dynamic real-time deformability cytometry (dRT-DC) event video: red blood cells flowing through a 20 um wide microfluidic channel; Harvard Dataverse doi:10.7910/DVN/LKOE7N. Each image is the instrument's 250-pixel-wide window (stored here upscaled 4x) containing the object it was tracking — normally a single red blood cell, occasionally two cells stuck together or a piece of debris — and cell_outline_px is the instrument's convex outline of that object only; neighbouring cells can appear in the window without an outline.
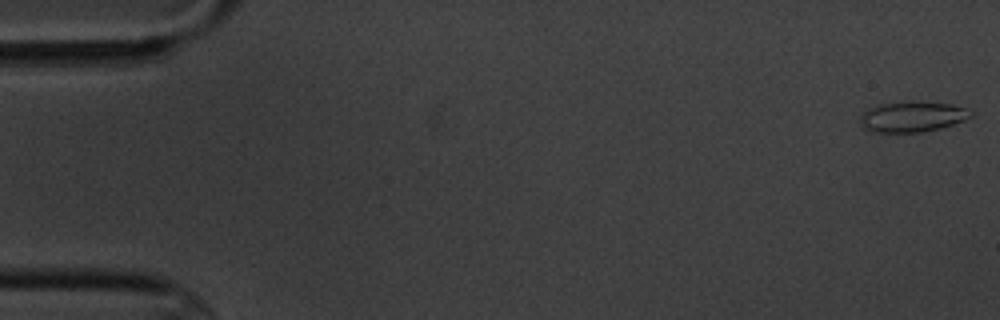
{"species": "common noctule bat (a hibernating species)", "species_latin": "Nyctalus noctula", "temperature_condition": "cold", "stored_images_in_passage": 5, "camera_frame_rate_fps": 3000, "um_per_image_px": 0.085, "animal": {"sex": "male", "body_mass_g": 20.1, "forearm_length_mm": 53.5}, "frame": {"image": 1, "passage_image": 1, "time_ms": 0.0, "image_size_px": [1000, 320], "cell_outline_px": [[972, 116], [964, 120], [940, 128], [924, 132], [868, 132], [860, 124], [860, 116], [864, 112], [880, 104], [912, 100], [952, 104], [964, 108], [972, 112]], "centroid_in_image_um": [77.53, 9.92], "position_along_channel_um": 7.5, "area_um2": 19.77}}
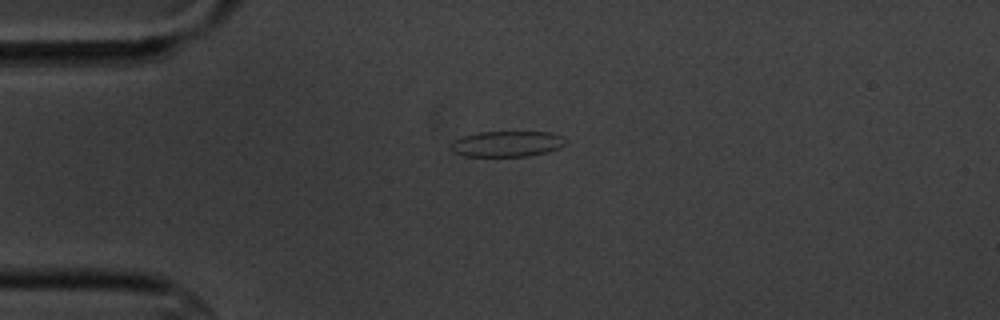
{"frame": {"image": 2, "passage_image": 4, "time_ms": 4.333, "image_size_px": [1000, 320], "cell_outline_px": [[568, 144], [560, 148], [548, 152], [528, 156], [464, 156], [452, 152], [448, 148], [448, 144], [464, 136], [480, 132], [548, 132], [564, 136], [568, 140]], "centroid_in_image_um": [43.13, 12.23], "position_along_channel_um": 41.9, "area_um2": 17.51}}